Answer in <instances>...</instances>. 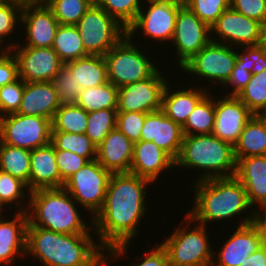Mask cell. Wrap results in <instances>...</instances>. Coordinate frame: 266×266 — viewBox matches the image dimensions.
<instances>
[{"instance_id": "cell-1", "label": "cell", "mask_w": 266, "mask_h": 266, "mask_svg": "<svg viewBox=\"0 0 266 266\" xmlns=\"http://www.w3.org/2000/svg\"><path fill=\"white\" fill-rule=\"evenodd\" d=\"M152 182L131 173H112L102 209L92 218L99 244L113 258L125 255L146 213V189ZM130 240V241H129Z\"/></svg>"}, {"instance_id": "cell-2", "label": "cell", "mask_w": 266, "mask_h": 266, "mask_svg": "<svg viewBox=\"0 0 266 266\" xmlns=\"http://www.w3.org/2000/svg\"><path fill=\"white\" fill-rule=\"evenodd\" d=\"M26 253L52 266H106L107 251L91 234H65L27 227Z\"/></svg>"}, {"instance_id": "cell-3", "label": "cell", "mask_w": 266, "mask_h": 266, "mask_svg": "<svg viewBox=\"0 0 266 266\" xmlns=\"http://www.w3.org/2000/svg\"><path fill=\"white\" fill-rule=\"evenodd\" d=\"M195 201L188 215L204 226L209 221H224L243 214L252 206L242 183L235 177L195 180Z\"/></svg>"}, {"instance_id": "cell-4", "label": "cell", "mask_w": 266, "mask_h": 266, "mask_svg": "<svg viewBox=\"0 0 266 266\" xmlns=\"http://www.w3.org/2000/svg\"><path fill=\"white\" fill-rule=\"evenodd\" d=\"M27 227H41L65 234H91L71 195L63 188L39 189L29 193ZM90 229V230H89ZM89 230V231H88Z\"/></svg>"}, {"instance_id": "cell-5", "label": "cell", "mask_w": 266, "mask_h": 266, "mask_svg": "<svg viewBox=\"0 0 266 266\" xmlns=\"http://www.w3.org/2000/svg\"><path fill=\"white\" fill-rule=\"evenodd\" d=\"M203 170L199 180L232 177L236 171L234 147L215 135H184L175 167ZM197 167V168H196Z\"/></svg>"}, {"instance_id": "cell-6", "label": "cell", "mask_w": 266, "mask_h": 266, "mask_svg": "<svg viewBox=\"0 0 266 266\" xmlns=\"http://www.w3.org/2000/svg\"><path fill=\"white\" fill-rule=\"evenodd\" d=\"M183 227H179L172 232L169 238L161 243L165 248L169 266H211L214 255L208 242L206 226L197 223L193 229L187 230L193 220L187 215ZM188 224V225H186Z\"/></svg>"}, {"instance_id": "cell-7", "label": "cell", "mask_w": 266, "mask_h": 266, "mask_svg": "<svg viewBox=\"0 0 266 266\" xmlns=\"http://www.w3.org/2000/svg\"><path fill=\"white\" fill-rule=\"evenodd\" d=\"M131 40L126 34L104 55L108 82L118 88L145 80L158 70L150 57L138 50L137 44Z\"/></svg>"}, {"instance_id": "cell-8", "label": "cell", "mask_w": 266, "mask_h": 266, "mask_svg": "<svg viewBox=\"0 0 266 266\" xmlns=\"http://www.w3.org/2000/svg\"><path fill=\"white\" fill-rule=\"evenodd\" d=\"M75 26L88 55L104 56L127 34V29L99 6H90Z\"/></svg>"}, {"instance_id": "cell-9", "label": "cell", "mask_w": 266, "mask_h": 266, "mask_svg": "<svg viewBox=\"0 0 266 266\" xmlns=\"http://www.w3.org/2000/svg\"><path fill=\"white\" fill-rule=\"evenodd\" d=\"M250 211V216L239 222L236 231L222 245L217 254L218 263H215L214 258L211 266H240L250 254L261 247L266 235V220L260 209Z\"/></svg>"}, {"instance_id": "cell-10", "label": "cell", "mask_w": 266, "mask_h": 266, "mask_svg": "<svg viewBox=\"0 0 266 266\" xmlns=\"http://www.w3.org/2000/svg\"><path fill=\"white\" fill-rule=\"evenodd\" d=\"M111 174L95 159L67 179L63 188L94 218L103 207Z\"/></svg>"}, {"instance_id": "cell-11", "label": "cell", "mask_w": 266, "mask_h": 266, "mask_svg": "<svg viewBox=\"0 0 266 266\" xmlns=\"http://www.w3.org/2000/svg\"><path fill=\"white\" fill-rule=\"evenodd\" d=\"M51 121L18 113L0 117V142L34 150L51 143Z\"/></svg>"}, {"instance_id": "cell-12", "label": "cell", "mask_w": 266, "mask_h": 266, "mask_svg": "<svg viewBox=\"0 0 266 266\" xmlns=\"http://www.w3.org/2000/svg\"><path fill=\"white\" fill-rule=\"evenodd\" d=\"M224 42L210 41L203 49L195 54L189 61H187L181 69L200 76L210 82H218L220 87L230 79L232 70L236 64V51Z\"/></svg>"}, {"instance_id": "cell-13", "label": "cell", "mask_w": 266, "mask_h": 266, "mask_svg": "<svg viewBox=\"0 0 266 266\" xmlns=\"http://www.w3.org/2000/svg\"><path fill=\"white\" fill-rule=\"evenodd\" d=\"M146 2L149 4L147 11L141 8L135 21L128 27L127 35L132 39L133 33H137L140 28L145 37L171 42L176 17L184 2L179 0H146Z\"/></svg>"}, {"instance_id": "cell-14", "label": "cell", "mask_w": 266, "mask_h": 266, "mask_svg": "<svg viewBox=\"0 0 266 266\" xmlns=\"http://www.w3.org/2000/svg\"><path fill=\"white\" fill-rule=\"evenodd\" d=\"M209 35V36H208ZM211 29L186 5L177 14L171 42L176 47L179 68L211 41Z\"/></svg>"}, {"instance_id": "cell-15", "label": "cell", "mask_w": 266, "mask_h": 266, "mask_svg": "<svg viewBox=\"0 0 266 266\" xmlns=\"http://www.w3.org/2000/svg\"><path fill=\"white\" fill-rule=\"evenodd\" d=\"M159 69L149 78L118 88L117 112H154L161 109L166 81Z\"/></svg>"}, {"instance_id": "cell-16", "label": "cell", "mask_w": 266, "mask_h": 266, "mask_svg": "<svg viewBox=\"0 0 266 266\" xmlns=\"http://www.w3.org/2000/svg\"><path fill=\"white\" fill-rule=\"evenodd\" d=\"M210 29L211 33L218 35L215 39L211 38V41L219 43V38L225 39V45H237L241 48L264 43L261 23L238 13L231 7L222 13Z\"/></svg>"}, {"instance_id": "cell-17", "label": "cell", "mask_w": 266, "mask_h": 266, "mask_svg": "<svg viewBox=\"0 0 266 266\" xmlns=\"http://www.w3.org/2000/svg\"><path fill=\"white\" fill-rule=\"evenodd\" d=\"M10 50L18 62L19 78L25 82H50L64 65L52 47L14 46Z\"/></svg>"}, {"instance_id": "cell-18", "label": "cell", "mask_w": 266, "mask_h": 266, "mask_svg": "<svg viewBox=\"0 0 266 266\" xmlns=\"http://www.w3.org/2000/svg\"><path fill=\"white\" fill-rule=\"evenodd\" d=\"M20 22L23 23L22 27L25 25L26 28L25 45H20L17 41L15 44L2 47L3 50H10L14 46L52 47L60 24L46 3L23 4Z\"/></svg>"}, {"instance_id": "cell-19", "label": "cell", "mask_w": 266, "mask_h": 266, "mask_svg": "<svg viewBox=\"0 0 266 266\" xmlns=\"http://www.w3.org/2000/svg\"><path fill=\"white\" fill-rule=\"evenodd\" d=\"M254 114L237 96L215 99V119L212 134L234 146L246 123Z\"/></svg>"}, {"instance_id": "cell-20", "label": "cell", "mask_w": 266, "mask_h": 266, "mask_svg": "<svg viewBox=\"0 0 266 266\" xmlns=\"http://www.w3.org/2000/svg\"><path fill=\"white\" fill-rule=\"evenodd\" d=\"M184 138L182 126L160 109L147 113L141 132V140L153 141L174 160L180 154Z\"/></svg>"}, {"instance_id": "cell-21", "label": "cell", "mask_w": 266, "mask_h": 266, "mask_svg": "<svg viewBox=\"0 0 266 266\" xmlns=\"http://www.w3.org/2000/svg\"><path fill=\"white\" fill-rule=\"evenodd\" d=\"M244 186L249 204L266 212V155L240 158L234 175Z\"/></svg>"}, {"instance_id": "cell-22", "label": "cell", "mask_w": 266, "mask_h": 266, "mask_svg": "<svg viewBox=\"0 0 266 266\" xmlns=\"http://www.w3.org/2000/svg\"><path fill=\"white\" fill-rule=\"evenodd\" d=\"M134 143L117 127L97 147L96 160L111 173H129Z\"/></svg>"}, {"instance_id": "cell-23", "label": "cell", "mask_w": 266, "mask_h": 266, "mask_svg": "<svg viewBox=\"0 0 266 266\" xmlns=\"http://www.w3.org/2000/svg\"><path fill=\"white\" fill-rule=\"evenodd\" d=\"M174 166L175 160L153 141L141 140L134 143L129 173L154 182L162 171L174 168Z\"/></svg>"}, {"instance_id": "cell-24", "label": "cell", "mask_w": 266, "mask_h": 266, "mask_svg": "<svg viewBox=\"0 0 266 266\" xmlns=\"http://www.w3.org/2000/svg\"><path fill=\"white\" fill-rule=\"evenodd\" d=\"M64 183L56 163L54 146L50 143L31 150L29 192L39 189L61 188Z\"/></svg>"}, {"instance_id": "cell-25", "label": "cell", "mask_w": 266, "mask_h": 266, "mask_svg": "<svg viewBox=\"0 0 266 266\" xmlns=\"http://www.w3.org/2000/svg\"><path fill=\"white\" fill-rule=\"evenodd\" d=\"M60 104L52 82H25L18 114L44 117L51 122Z\"/></svg>"}, {"instance_id": "cell-26", "label": "cell", "mask_w": 266, "mask_h": 266, "mask_svg": "<svg viewBox=\"0 0 266 266\" xmlns=\"http://www.w3.org/2000/svg\"><path fill=\"white\" fill-rule=\"evenodd\" d=\"M16 209L12 220H5L0 216V264L2 265L11 264L16 259L15 256L26 254L28 215L27 212Z\"/></svg>"}, {"instance_id": "cell-27", "label": "cell", "mask_w": 266, "mask_h": 266, "mask_svg": "<svg viewBox=\"0 0 266 266\" xmlns=\"http://www.w3.org/2000/svg\"><path fill=\"white\" fill-rule=\"evenodd\" d=\"M207 89L188 88L170 92L169 84L165 85L161 110L174 122L183 126L196 105L208 94Z\"/></svg>"}, {"instance_id": "cell-28", "label": "cell", "mask_w": 266, "mask_h": 266, "mask_svg": "<svg viewBox=\"0 0 266 266\" xmlns=\"http://www.w3.org/2000/svg\"><path fill=\"white\" fill-rule=\"evenodd\" d=\"M234 147L235 160L266 155V117L253 115Z\"/></svg>"}, {"instance_id": "cell-29", "label": "cell", "mask_w": 266, "mask_h": 266, "mask_svg": "<svg viewBox=\"0 0 266 266\" xmlns=\"http://www.w3.org/2000/svg\"><path fill=\"white\" fill-rule=\"evenodd\" d=\"M82 89L100 86L108 82L104 56L87 55L65 64Z\"/></svg>"}, {"instance_id": "cell-30", "label": "cell", "mask_w": 266, "mask_h": 266, "mask_svg": "<svg viewBox=\"0 0 266 266\" xmlns=\"http://www.w3.org/2000/svg\"><path fill=\"white\" fill-rule=\"evenodd\" d=\"M31 150L13 147L0 142V170L23 181L28 187L30 178Z\"/></svg>"}, {"instance_id": "cell-31", "label": "cell", "mask_w": 266, "mask_h": 266, "mask_svg": "<svg viewBox=\"0 0 266 266\" xmlns=\"http://www.w3.org/2000/svg\"><path fill=\"white\" fill-rule=\"evenodd\" d=\"M52 48L64 64L88 55L75 25H59Z\"/></svg>"}, {"instance_id": "cell-32", "label": "cell", "mask_w": 266, "mask_h": 266, "mask_svg": "<svg viewBox=\"0 0 266 266\" xmlns=\"http://www.w3.org/2000/svg\"><path fill=\"white\" fill-rule=\"evenodd\" d=\"M118 87L111 82L82 89L76 105L86 112L102 109H117Z\"/></svg>"}, {"instance_id": "cell-33", "label": "cell", "mask_w": 266, "mask_h": 266, "mask_svg": "<svg viewBox=\"0 0 266 266\" xmlns=\"http://www.w3.org/2000/svg\"><path fill=\"white\" fill-rule=\"evenodd\" d=\"M215 98L207 94L189 115L182 126L184 135L211 134L214 129Z\"/></svg>"}, {"instance_id": "cell-34", "label": "cell", "mask_w": 266, "mask_h": 266, "mask_svg": "<svg viewBox=\"0 0 266 266\" xmlns=\"http://www.w3.org/2000/svg\"><path fill=\"white\" fill-rule=\"evenodd\" d=\"M51 144L55 149L76 153L88 161L96 159L97 147L85 133L51 131Z\"/></svg>"}, {"instance_id": "cell-35", "label": "cell", "mask_w": 266, "mask_h": 266, "mask_svg": "<svg viewBox=\"0 0 266 266\" xmlns=\"http://www.w3.org/2000/svg\"><path fill=\"white\" fill-rule=\"evenodd\" d=\"M88 112L76 104L60 105L51 122V131L85 133Z\"/></svg>"}, {"instance_id": "cell-36", "label": "cell", "mask_w": 266, "mask_h": 266, "mask_svg": "<svg viewBox=\"0 0 266 266\" xmlns=\"http://www.w3.org/2000/svg\"><path fill=\"white\" fill-rule=\"evenodd\" d=\"M237 97L254 115H261L266 110V69L252 74L250 81Z\"/></svg>"}, {"instance_id": "cell-37", "label": "cell", "mask_w": 266, "mask_h": 266, "mask_svg": "<svg viewBox=\"0 0 266 266\" xmlns=\"http://www.w3.org/2000/svg\"><path fill=\"white\" fill-rule=\"evenodd\" d=\"M117 109L88 112L85 134L98 147L108 133L116 128Z\"/></svg>"}, {"instance_id": "cell-38", "label": "cell", "mask_w": 266, "mask_h": 266, "mask_svg": "<svg viewBox=\"0 0 266 266\" xmlns=\"http://www.w3.org/2000/svg\"><path fill=\"white\" fill-rule=\"evenodd\" d=\"M46 5L60 25H76L90 8L85 0H47Z\"/></svg>"}, {"instance_id": "cell-39", "label": "cell", "mask_w": 266, "mask_h": 266, "mask_svg": "<svg viewBox=\"0 0 266 266\" xmlns=\"http://www.w3.org/2000/svg\"><path fill=\"white\" fill-rule=\"evenodd\" d=\"M60 105L76 104L82 90L72 71L64 64L52 79Z\"/></svg>"}, {"instance_id": "cell-40", "label": "cell", "mask_w": 266, "mask_h": 266, "mask_svg": "<svg viewBox=\"0 0 266 266\" xmlns=\"http://www.w3.org/2000/svg\"><path fill=\"white\" fill-rule=\"evenodd\" d=\"M140 0H101L100 6L126 29L135 21L141 8Z\"/></svg>"}, {"instance_id": "cell-41", "label": "cell", "mask_w": 266, "mask_h": 266, "mask_svg": "<svg viewBox=\"0 0 266 266\" xmlns=\"http://www.w3.org/2000/svg\"><path fill=\"white\" fill-rule=\"evenodd\" d=\"M25 189L27 190L28 187L23 181L0 170V202L4 207L6 204H10L9 208H11V203L15 202L14 205L18 206L20 212H27L22 201L26 197L25 192H23L26 191Z\"/></svg>"}, {"instance_id": "cell-42", "label": "cell", "mask_w": 266, "mask_h": 266, "mask_svg": "<svg viewBox=\"0 0 266 266\" xmlns=\"http://www.w3.org/2000/svg\"><path fill=\"white\" fill-rule=\"evenodd\" d=\"M184 5L211 28L222 13L230 7V0H185Z\"/></svg>"}, {"instance_id": "cell-43", "label": "cell", "mask_w": 266, "mask_h": 266, "mask_svg": "<svg viewBox=\"0 0 266 266\" xmlns=\"http://www.w3.org/2000/svg\"><path fill=\"white\" fill-rule=\"evenodd\" d=\"M24 87L25 81L20 78L0 87V117L18 112Z\"/></svg>"}, {"instance_id": "cell-44", "label": "cell", "mask_w": 266, "mask_h": 266, "mask_svg": "<svg viewBox=\"0 0 266 266\" xmlns=\"http://www.w3.org/2000/svg\"><path fill=\"white\" fill-rule=\"evenodd\" d=\"M22 7L23 4L16 1L0 0V50L6 40L4 37L13 34L16 23L21 20Z\"/></svg>"}, {"instance_id": "cell-45", "label": "cell", "mask_w": 266, "mask_h": 266, "mask_svg": "<svg viewBox=\"0 0 266 266\" xmlns=\"http://www.w3.org/2000/svg\"><path fill=\"white\" fill-rule=\"evenodd\" d=\"M146 115L144 112H117L116 127L133 143L139 142Z\"/></svg>"}, {"instance_id": "cell-46", "label": "cell", "mask_w": 266, "mask_h": 266, "mask_svg": "<svg viewBox=\"0 0 266 266\" xmlns=\"http://www.w3.org/2000/svg\"><path fill=\"white\" fill-rule=\"evenodd\" d=\"M236 56L239 61H243V65H246L252 74L266 69V43L244 46L241 54L236 50Z\"/></svg>"}, {"instance_id": "cell-47", "label": "cell", "mask_w": 266, "mask_h": 266, "mask_svg": "<svg viewBox=\"0 0 266 266\" xmlns=\"http://www.w3.org/2000/svg\"><path fill=\"white\" fill-rule=\"evenodd\" d=\"M56 163L61 179L65 182L89 161L76 153L55 149Z\"/></svg>"}, {"instance_id": "cell-48", "label": "cell", "mask_w": 266, "mask_h": 266, "mask_svg": "<svg viewBox=\"0 0 266 266\" xmlns=\"http://www.w3.org/2000/svg\"><path fill=\"white\" fill-rule=\"evenodd\" d=\"M230 7L260 23L266 15V0H230Z\"/></svg>"}, {"instance_id": "cell-49", "label": "cell", "mask_w": 266, "mask_h": 266, "mask_svg": "<svg viewBox=\"0 0 266 266\" xmlns=\"http://www.w3.org/2000/svg\"><path fill=\"white\" fill-rule=\"evenodd\" d=\"M0 51V87H2L16 81L19 78V71L13 51L3 49Z\"/></svg>"}, {"instance_id": "cell-50", "label": "cell", "mask_w": 266, "mask_h": 266, "mask_svg": "<svg viewBox=\"0 0 266 266\" xmlns=\"http://www.w3.org/2000/svg\"><path fill=\"white\" fill-rule=\"evenodd\" d=\"M251 76L252 73L248 71L246 65H243V61L236 59V64L232 70L230 79L225 84L227 86L231 85L234 89L232 88L233 91L229 94L227 93V96H237L250 81Z\"/></svg>"}, {"instance_id": "cell-51", "label": "cell", "mask_w": 266, "mask_h": 266, "mask_svg": "<svg viewBox=\"0 0 266 266\" xmlns=\"http://www.w3.org/2000/svg\"><path fill=\"white\" fill-rule=\"evenodd\" d=\"M142 261L139 264L132 262L130 266H169L168 254L165 248L160 244L155 247V249L145 252L142 256Z\"/></svg>"}, {"instance_id": "cell-52", "label": "cell", "mask_w": 266, "mask_h": 266, "mask_svg": "<svg viewBox=\"0 0 266 266\" xmlns=\"http://www.w3.org/2000/svg\"><path fill=\"white\" fill-rule=\"evenodd\" d=\"M240 266H266L263 247L250 254Z\"/></svg>"}, {"instance_id": "cell-53", "label": "cell", "mask_w": 266, "mask_h": 266, "mask_svg": "<svg viewBox=\"0 0 266 266\" xmlns=\"http://www.w3.org/2000/svg\"><path fill=\"white\" fill-rule=\"evenodd\" d=\"M19 2L21 4H36V3H46L47 0H12Z\"/></svg>"}, {"instance_id": "cell-54", "label": "cell", "mask_w": 266, "mask_h": 266, "mask_svg": "<svg viewBox=\"0 0 266 266\" xmlns=\"http://www.w3.org/2000/svg\"><path fill=\"white\" fill-rule=\"evenodd\" d=\"M261 25H262L263 41H264V43H266V15H265L264 20L261 23Z\"/></svg>"}, {"instance_id": "cell-55", "label": "cell", "mask_w": 266, "mask_h": 266, "mask_svg": "<svg viewBox=\"0 0 266 266\" xmlns=\"http://www.w3.org/2000/svg\"><path fill=\"white\" fill-rule=\"evenodd\" d=\"M90 6H100L101 0H85Z\"/></svg>"}, {"instance_id": "cell-56", "label": "cell", "mask_w": 266, "mask_h": 266, "mask_svg": "<svg viewBox=\"0 0 266 266\" xmlns=\"http://www.w3.org/2000/svg\"><path fill=\"white\" fill-rule=\"evenodd\" d=\"M261 246L264 249V254H265V265H266V235L264 237V239L262 240Z\"/></svg>"}, {"instance_id": "cell-57", "label": "cell", "mask_w": 266, "mask_h": 266, "mask_svg": "<svg viewBox=\"0 0 266 266\" xmlns=\"http://www.w3.org/2000/svg\"><path fill=\"white\" fill-rule=\"evenodd\" d=\"M4 206L1 204V202H0V216H3V211H4V208H3ZM3 209V210H2Z\"/></svg>"}, {"instance_id": "cell-58", "label": "cell", "mask_w": 266, "mask_h": 266, "mask_svg": "<svg viewBox=\"0 0 266 266\" xmlns=\"http://www.w3.org/2000/svg\"><path fill=\"white\" fill-rule=\"evenodd\" d=\"M261 116L266 117V110L261 114Z\"/></svg>"}, {"instance_id": "cell-59", "label": "cell", "mask_w": 266, "mask_h": 266, "mask_svg": "<svg viewBox=\"0 0 266 266\" xmlns=\"http://www.w3.org/2000/svg\"><path fill=\"white\" fill-rule=\"evenodd\" d=\"M262 217L266 220V213L262 215Z\"/></svg>"}]
</instances>
